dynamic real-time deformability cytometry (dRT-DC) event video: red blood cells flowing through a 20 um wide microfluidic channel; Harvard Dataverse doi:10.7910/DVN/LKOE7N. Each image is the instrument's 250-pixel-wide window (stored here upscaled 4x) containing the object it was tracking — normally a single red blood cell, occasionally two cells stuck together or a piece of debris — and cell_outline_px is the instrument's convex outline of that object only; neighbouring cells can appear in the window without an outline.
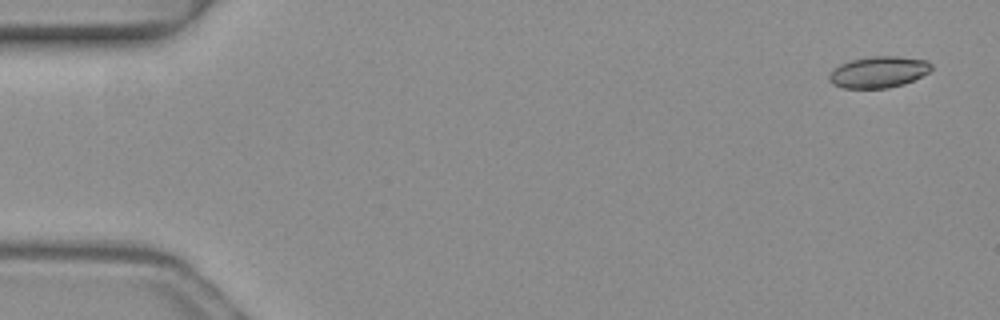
{"species": "common noctule bat (a hibernating species)", "species_latin": "Nyctalus noctula", "temperature_condition": "warm", "stored_images_in_passage": 5, "camera_frame_rate_fps": 3000, "um_per_image_px": 0.085, "animal": {"sex": "female", "body_mass_g": 19.3, "forearm_length_mm": 54.1}, "frame": {"image": 1, "passage_image": 1, "time_ms": 0.0, "image_size_px": [1000, 320], "cell_outline_px": [[932, 68], [928, 72], [904, 84], [888, 88], [844, 88], [832, 84], [828, 80], [828, 76], [840, 64], [852, 60], [872, 56], [896, 56], [928, 60], [932, 64]], "centroid_in_image_um": [74.68, 6.12], "position_along_channel_um": 10.3, "area_um2": 18.55}}
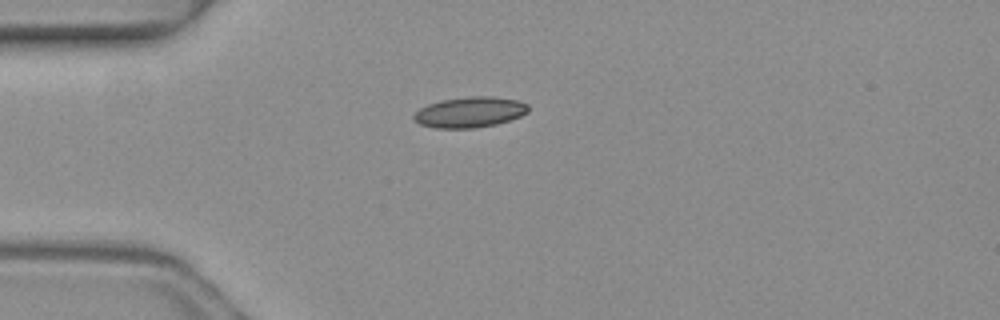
{"frame": {"image": 2, "passage_image": 4, "time_ms": 1.0, "image_size_px": [1000, 320], "cell_outline_px": [[528, 112], [520, 116], [496, 124], [472, 128], [436, 128], [420, 124], [412, 120], [412, 116], [420, 108], [428, 104], [440, 100], [468, 96], [492, 96], [516, 100], [528, 104]], "centroid_in_image_um": [39.9, 9.53], "position_along_channel_um": 45.1, "area_um2": 20.4}}